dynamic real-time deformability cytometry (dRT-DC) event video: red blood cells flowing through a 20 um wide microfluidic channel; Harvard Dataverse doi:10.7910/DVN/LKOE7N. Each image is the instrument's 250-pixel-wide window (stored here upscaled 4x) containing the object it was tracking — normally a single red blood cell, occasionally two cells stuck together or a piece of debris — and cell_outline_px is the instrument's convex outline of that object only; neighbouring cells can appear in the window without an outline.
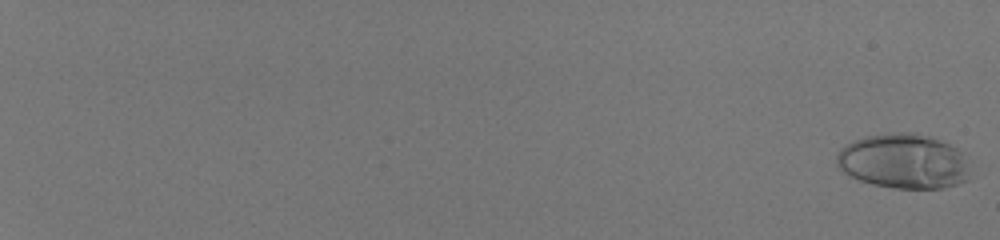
{"species": "human", "species_latin": "Homo sapiens", "temperature_condition": "room temperature", "stored_images_in_passage": 57, "camera_frame_rate_fps": 3000, "um_per_image_px": 0.085, "donor": {"sex": "male"}, "frame": {"image": 1, "passage_image": 1, "time_ms": 0.0, "image_size_px": [1000, 240], "cell_outline_px": [[968, 180], [944, 188], [892, 188], [872, 184], [860, 180], [844, 172], [836, 164], [836, 156], [840, 148], [844, 144], [864, 136], [896, 132], [916, 132], [940, 140], [956, 148], [960, 152], [964, 164]], "centroid_in_image_um": [76.72, 13.69], "position_along_channel_um": 8.3, "area_um2": 42.25}}
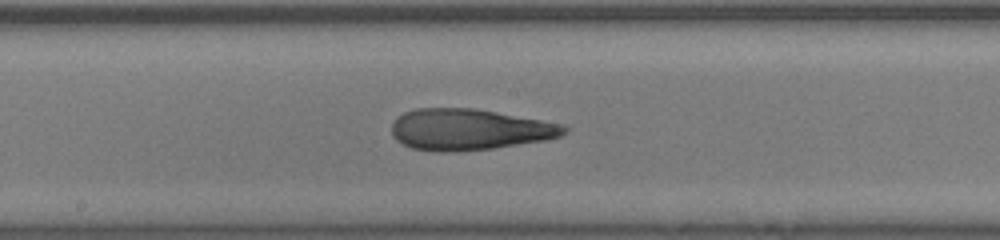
{"frame": {"image": 2, "passage_image": 37, "time_ms": 12.0, "image_size_px": [1000, 240], "cell_outline_px": [[568, 128], [560, 136], [544, 140], [492, 148], [412, 148], [396, 140], [392, 132], [392, 124], [404, 112], [416, 108], [476, 108], [564, 124]], "centroid_in_image_um": [39.94, 10.94], "position_along_channel_um": 208.3, "area_um2": 39.82}}
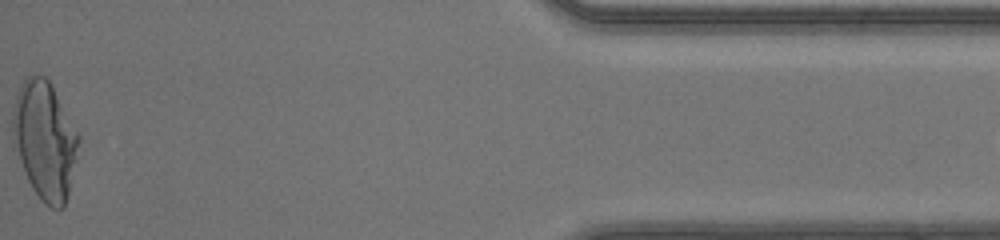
{"frame": {"image": 3, "passage_image": 57, "time_ms": 18.667, "image_size_px": [1000, 240], "cell_outline_px": [[80, 140], [68, 192], [64, 204], [60, 208], [52, 208], [32, 188], [28, 180], [20, 156], [12, 128], [12, 116], [16, 96], [24, 80], [28, 76], [44, 76], [52, 84], [80, 136]], "centroid_in_image_um": [3.83, 11.86], "position_along_channel_um": 431.4, "area_um2": 43.87}, "authors_computed_cell_mechanics": {"area_um2": 41.7894, "velocity_mm_per_s": 4.1906, "shape_relaxation_time_tau1_ms": 11.2586, "shape_relaxation_time_tau2_ms": 1.4307, "deformation_change_tau1": 0.373, "deformation_change_tau2": 0.111}}